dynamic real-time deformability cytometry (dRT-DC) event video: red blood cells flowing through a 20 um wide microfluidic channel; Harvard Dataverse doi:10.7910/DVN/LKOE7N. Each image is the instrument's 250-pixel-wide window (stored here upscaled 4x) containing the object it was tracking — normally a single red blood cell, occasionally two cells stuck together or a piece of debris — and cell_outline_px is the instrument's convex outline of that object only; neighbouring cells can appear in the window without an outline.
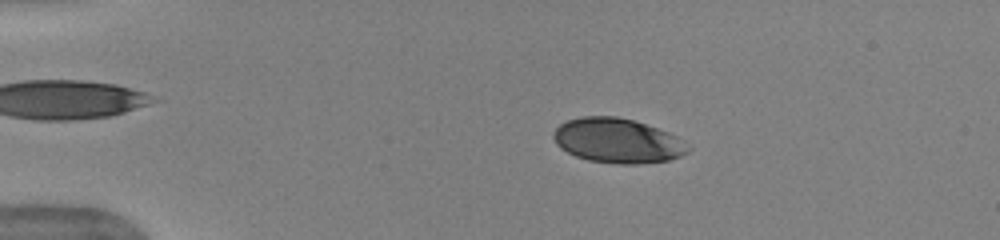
{"species": "human", "species_latin": "Homo sapiens", "temperature_condition": "warm", "stored_images_in_passage": 51, "camera_frame_rate_fps": 3000, "um_per_image_px": 0.085, "donor": {"sex": "female"}, "frame": {"image": 1, "passage_image": 10, "time_ms": 3.0, "image_size_px": [1000, 240], "cell_outline_px": [[692, 148], [688, 152], [680, 156], [668, 160], [640, 164], [616, 164], [588, 160], [576, 156], [560, 148], [556, 144], [552, 136], [552, 132], [560, 124], [568, 120], [580, 116], [616, 116], [632, 120], [668, 132], [676, 136]], "centroid_in_image_um": [52.47, 11.96], "position_along_channel_um": 32.5, "area_um2": 35.03}}
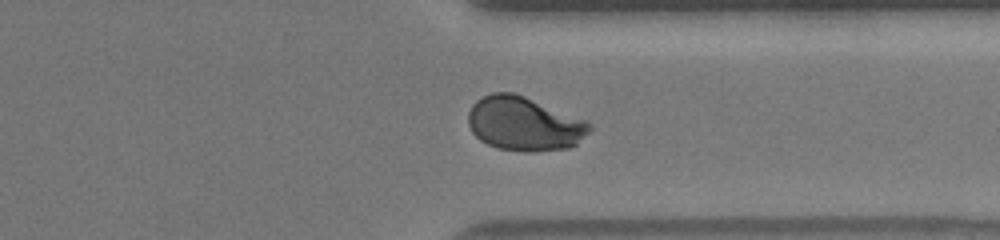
{"frame": {"image": 2, "passage_image": 40, "time_ms": 13.0, "image_size_px": [1000, 240], "cell_outline_px": [[592, 128], [576, 144], [568, 148], [496, 148], [480, 140], [472, 132], [468, 124], [468, 112], [472, 104], [476, 100], [492, 92], [512, 92], [524, 96], [588, 120], [592, 124]], "centroid_in_image_um": [44.54, 10.45], "position_along_channel_um": 366.9, "area_um2": 37.28}}
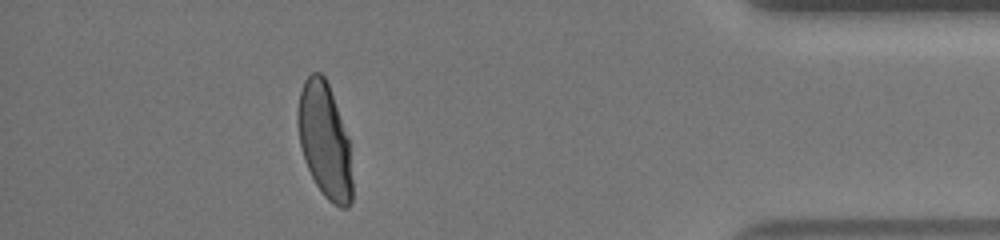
{"frame": {"image": 3, "passage_image": 46, "time_ms": 15.0, "image_size_px": [1000, 240], "cell_outline_px": [[352, 200], [348, 208], [340, 208], [332, 204], [324, 196], [316, 184], [304, 160], [300, 144], [296, 120], [296, 112], [300, 92], [304, 80], [312, 72], [320, 72], [324, 76], [328, 84], [348, 140], [352, 180]], "centroid_in_image_um": [27.57, 11.98], "position_along_channel_um": 407.6, "area_um2": 36.24}, "authors_computed_cell_mechanics": {"area_um2": 36.8764, "velocity_mm_per_s": 3.9641, "shape_relaxation_time_tau1_ms": 3.5981, "shape_relaxation_time_tau2_ms": null, "deformation_change_tau1": 0.1652, "deformation_change_tau2": null}}